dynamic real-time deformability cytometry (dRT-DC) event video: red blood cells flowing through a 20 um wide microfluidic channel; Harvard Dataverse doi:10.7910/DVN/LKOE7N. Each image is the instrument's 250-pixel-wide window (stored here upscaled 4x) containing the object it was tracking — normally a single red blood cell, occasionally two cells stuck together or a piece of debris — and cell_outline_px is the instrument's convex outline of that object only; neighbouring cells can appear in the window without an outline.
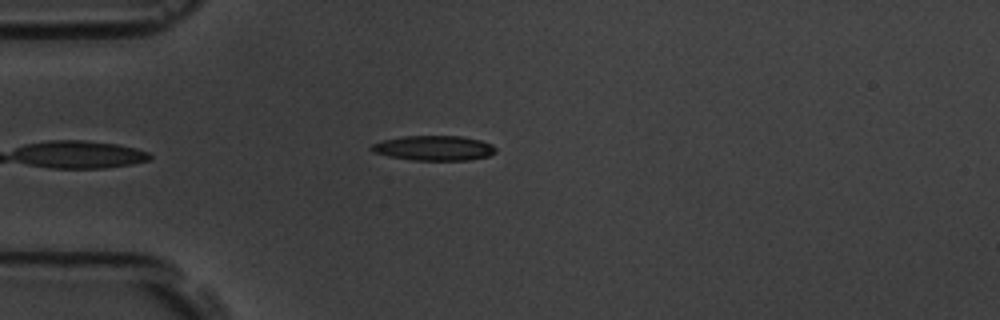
{"species": "common noctule bat (a hibernating species)", "species_latin": "Nyctalus noctula", "temperature_condition": "room temperature", "stored_images_in_passage": 4, "camera_frame_rate_fps": 3000, "um_per_image_px": 0.085, "animal": {"sex": "male", "body_mass_g": 19.5, "forearm_length_mm": 54.6}, "frame": {"image": 1, "passage_image": 4, "time_ms": 4.333, "image_size_px": [1000, 320], "cell_outline_px": [[496, 152], [488, 156], [468, 160], [412, 160], [388, 156], [372, 152], [368, 148], [372, 144], [380, 140], [400, 136], [460, 136], [480, 140], [492, 144], [496, 148]], "centroid_in_image_um": [36.83, 12.58], "position_along_channel_um": 48.2, "area_um2": 18.21}}